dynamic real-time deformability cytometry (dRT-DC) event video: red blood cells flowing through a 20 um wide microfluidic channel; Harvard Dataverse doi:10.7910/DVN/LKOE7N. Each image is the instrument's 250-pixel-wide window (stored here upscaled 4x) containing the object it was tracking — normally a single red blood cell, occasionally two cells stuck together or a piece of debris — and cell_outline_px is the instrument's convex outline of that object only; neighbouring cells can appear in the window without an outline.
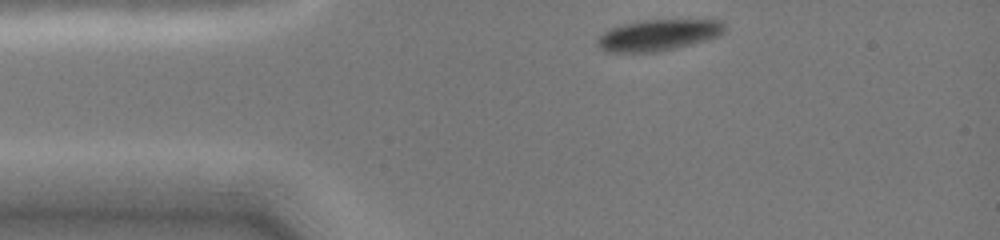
{"species": "common noctule bat (a hibernating species)", "species_latin": "Nyctalus noctula", "temperature_condition": "cold", "stored_images_in_passage": 2, "camera_frame_rate_fps": 3000, "um_per_image_px": 0.085, "animal": {"sex": "female", "body_mass_g": 19.0, "forearm_length_mm": 51.5}, "frame": {"image": 1, "passage_image": 1, "time_ms": 0.0, "image_size_px": [1000, 240], "cell_outline_px": [[724, 32], [716, 36], [688, 44], [656, 52], [608, 52], [600, 48], [596, 40], [604, 32], [620, 24], [644, 20], [720, 20], [724, 24]], "centroid_in_image_um": [55.9, 2.97], "position_along_channel_um": 29.1, "area_um2": 22.6}}